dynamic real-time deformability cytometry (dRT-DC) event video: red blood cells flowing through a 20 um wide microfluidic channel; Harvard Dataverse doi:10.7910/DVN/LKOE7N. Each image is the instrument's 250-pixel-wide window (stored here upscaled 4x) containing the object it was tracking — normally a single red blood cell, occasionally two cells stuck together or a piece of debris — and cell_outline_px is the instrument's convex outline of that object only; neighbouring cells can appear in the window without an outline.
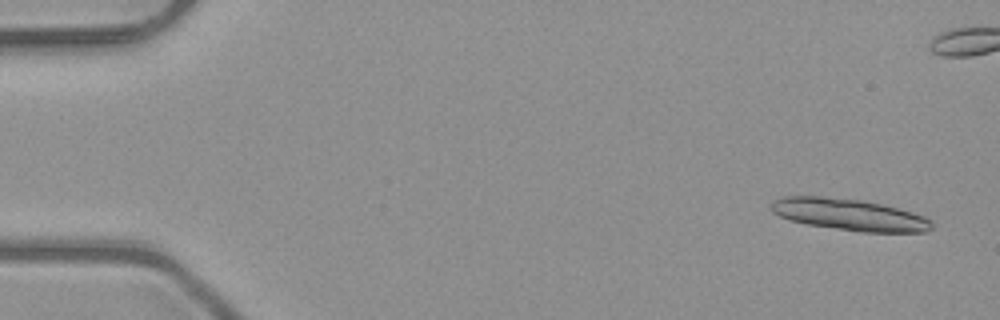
{"species": "common noctule bat (a hibernating species)", "species_latin": "Nyctalus noctula", "temperature_condition": "room temperature", "stored_images_in_passage": 7, "segment_of_instrument_passage": [1, 2], "camera_frame_rate_fps": 3000, "um_per_image_px": 0.085, "animal": {"sex": "male", "body_mass_g": 23.1, "forearm_length_mm": 52.7}, "frame": {"image": 1, "passage_image": 1, "time_ms": 0.0, "image_size_px": [1000, 320], "cell_outline_px": [[932, 228], [924, 232], [860, 232], [808, 224], [792, 220], [780, 216], [772, 212], [768, 204], [772, 200], [780, 196], [820, 196], [864, 200], [912, 212], [924, 216], [932, 220]], "centroid_in_image_um": [72.15, 18.23], "position_along_channel_um": 12.8, "area_um2": 29.71}}